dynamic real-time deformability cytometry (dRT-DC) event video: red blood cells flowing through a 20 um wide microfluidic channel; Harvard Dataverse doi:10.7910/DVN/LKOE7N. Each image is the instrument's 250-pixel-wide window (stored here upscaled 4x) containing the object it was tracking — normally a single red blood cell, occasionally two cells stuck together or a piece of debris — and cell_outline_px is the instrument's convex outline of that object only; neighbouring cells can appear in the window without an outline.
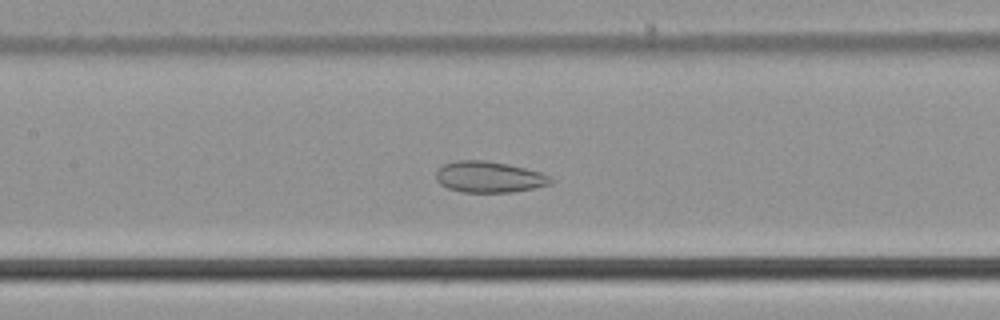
{"species": "common noctule bat (a hibernating species)", "species_latin": "Nyctalus noctula", "temperature_condition": "cold", "stored_images_in_passage": 52, "camera_frame_rate_fps": 3000, "um_per_image_px": 0.085, "animal": {"sex": "male", "body_mass_g": 21.5, "forearm_length_mm": 52.0}, "frame": {"image": 1, "passage_image": 23, "time_ms": 7.333, "image_size_px": [1000, 320], "cell_outline_px": [[552, 184], [512, 192], [464, 192], [448, 188], [440, 184], [436, 180], [436, 172], [444, 164], [456, 160], [484, 160], [508, 164], [540, 172], [548, 176], [552, 180]], "centroid_in_image_um": [41.55, 15.04], "position_along_channel_um": 165.9, "area_um2": 20.63}}
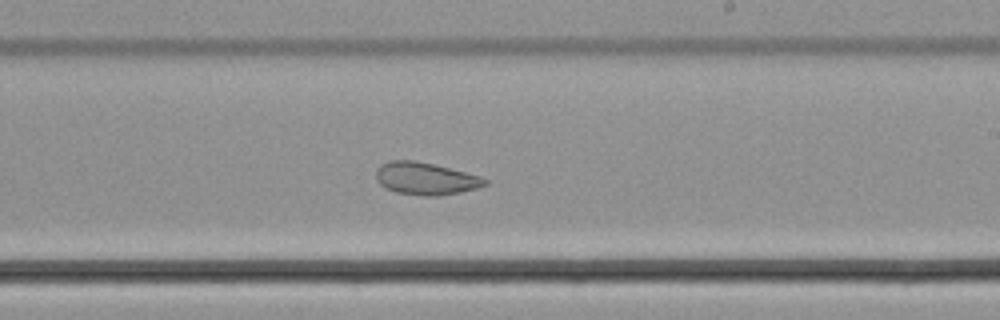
{"frame": {"image": 2, "passage_image": 30, "time_ms": 9.667, "image_size_px": [1000, 320], "cell_outline_px": [[488, 184], [476, 188], [460, 192], [440, 196], [420, 196], [396, 192], [380, 184], [376, 180], [376, 168], [380, 164], [392, 160], [412, 160], [432, 164], [480, 176], [488, 180]], "centroid_in_image_um": [36.15, 15.19], "position_along_channel_um": 252.8, "area_um2": 20.46}}
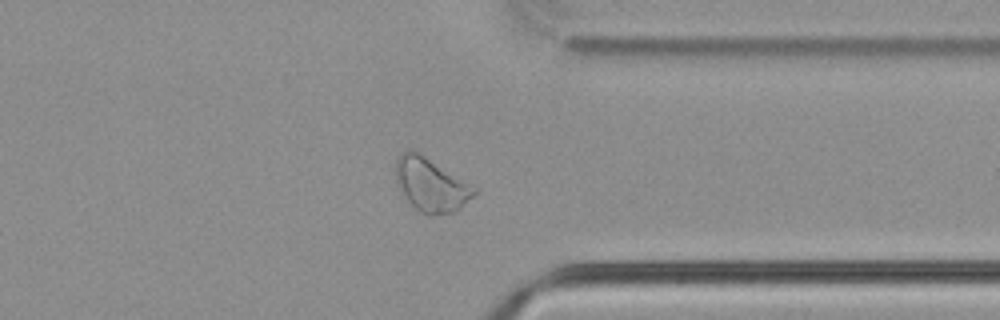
{"frame": {"image": 3, "passage_image": 40, "time_ms": 13.0, "image_size_px": [1000, 320], "cell_outline_px": [[480, 188], [460, 208], [452, 212], [432, 216], [428, 216], [420, 212], [408, 200], [396, 180], [396, 160], [408, 148], [416, 152]], "centroid_in_image_um": [36.67, 15.72], "position_along_channel_um": 374.7, "area_um2": 23.99}, "authors_computed_cell_mechanics": {"area_um2": 26.9059, "velocity_mm_per_s": 3.7409, "shape_relaxation_time_tau1_ms": null, "shape_relaxation_time_tau2_ms": 1.8153, "deformation_change_tau1": null, "deformation_change_tau2": 0.0684}}